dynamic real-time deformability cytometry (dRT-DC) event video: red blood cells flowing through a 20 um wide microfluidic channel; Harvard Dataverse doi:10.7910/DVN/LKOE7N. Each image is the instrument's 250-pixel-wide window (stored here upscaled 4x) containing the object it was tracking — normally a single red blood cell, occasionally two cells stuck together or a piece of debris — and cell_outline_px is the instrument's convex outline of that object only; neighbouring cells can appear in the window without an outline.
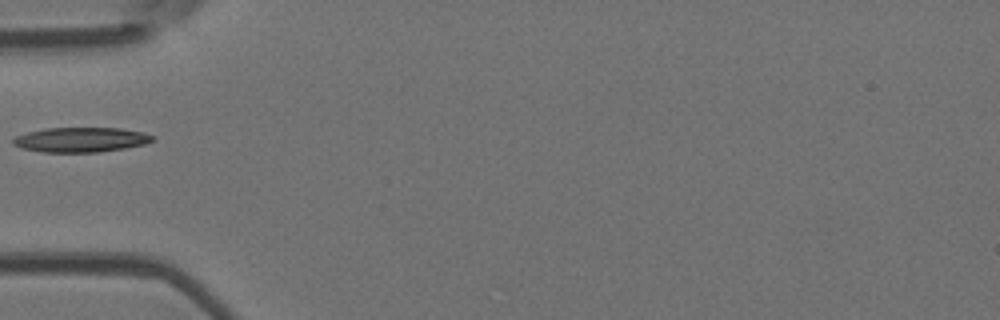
{"species": "Egyptian fruit bat (a non-hibernating species)", "species_latin": "Rousettus aegyptiacus", "temperature_condition": "room temperature", "stored_images_in_passage": 1, "camera_frame_rate_fps": 3000, "um_per_image_px": 0.085, "animal": {"sex": "female"}, "frame": {"image": 1, "passage_image": 1, "time_ms": 0.0, "image_size_px": [1000, 320], "cell_outline_px": [[156, 140], [144, 144], [124, 148], [96, 152], [40, 152], [20, 148], [12, 144], [12, 140], [16, 136], [28, 132], [44, 128], [120, 128], [144, 132], [156, 136]], "centroid_in_image_um": [6.88, 11.87], "position_along_channel_um": 78.1, "area_um2": 20.29}}